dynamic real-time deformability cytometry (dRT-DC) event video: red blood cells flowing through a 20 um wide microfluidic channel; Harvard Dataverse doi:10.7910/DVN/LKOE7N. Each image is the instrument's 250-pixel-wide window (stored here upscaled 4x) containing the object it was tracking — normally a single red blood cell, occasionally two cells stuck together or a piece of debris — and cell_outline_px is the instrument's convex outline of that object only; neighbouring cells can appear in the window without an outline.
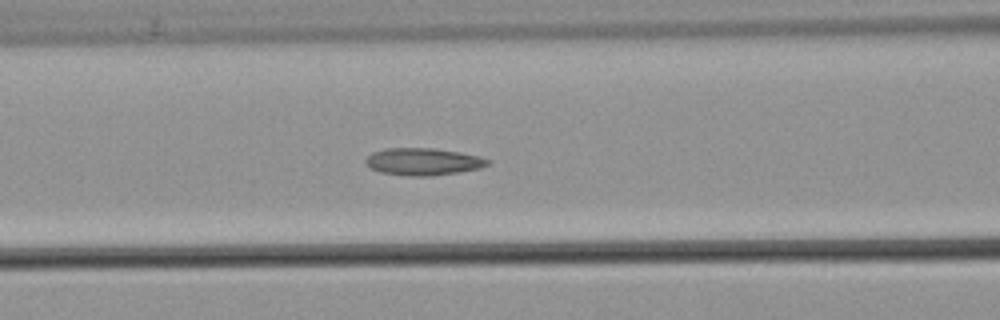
{"species": "common noctule bat (a hibernating species)", "species_latin": "Nyctalus noctula", "temperature_condition": "warm", "stored_images_in_passage": 55, "camera_frame_rate_fps": 3000, "um_per_image_px": 0.085, "animal": {"sex": "male", "body_mass_g": 21.5, "forearm_length_mm": 52.0}, "frame": {"image": 1, "passage_image": 24, "time_ms": 7.667, "image_size_px": [1000, 320], "cell_outline_px": [[492, 160], [488, 164], [480, 168], [432, 176], [408, 176], [380, 172], [368, 168], [364, 160], [372, 152], [384, 148], [436, 148], [460, 152]], "centroid_in_image_um": [35.91, 13.73], "position_along_channel_um": 130.7, "area_um2": 19.42}, "authors_computed_cell_mechanics": {"area_um2": 18.7272, "velocity_mm_per_s": 3.7986, "shape_relaxation_time_tau1_ms": null, "shape_relaxation_time_tau2_ms": 3.3136, "deformation_change_tau1": null, "deformation_change_tau2": 0.1039}}